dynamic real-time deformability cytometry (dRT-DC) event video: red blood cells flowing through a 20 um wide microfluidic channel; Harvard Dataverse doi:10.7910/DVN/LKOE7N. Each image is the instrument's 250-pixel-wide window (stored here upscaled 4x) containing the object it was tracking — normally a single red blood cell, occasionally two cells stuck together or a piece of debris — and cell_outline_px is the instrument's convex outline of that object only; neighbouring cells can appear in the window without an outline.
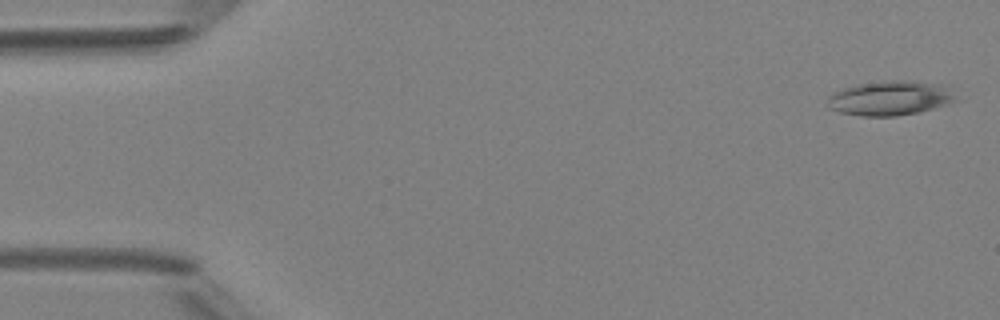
{"species": "Egyptian fruit bat (a non-hibernating species)", "species_latin": "Rousettus aegyptiacus", "temperature_condition": "room temperature", "stored_images_in_passage": 15, "camera_frame_rate_fps": 3000, "um_per_image_px": 0.085, "animal": {"sex": "female"}, "frame": {"image": 1, "passage_image": 2, "time_ms": 0.333, "image_size_px": [1000, 320], "cell_outline_px": [[952, 100], [944, 104], [932, 108], [916, 112], [896, 116], [860, 116], [840, 112], [828, 108], [832, 96], [836, 92], [844, 88], [860, 84], [896, 80], [904, 80], [924, 84], [936, 88], [952, 96]], "centroid_in_image_um": [75.45, 8.39], "position_along_channel_um": 9.5, "area_um2": 23.76}}
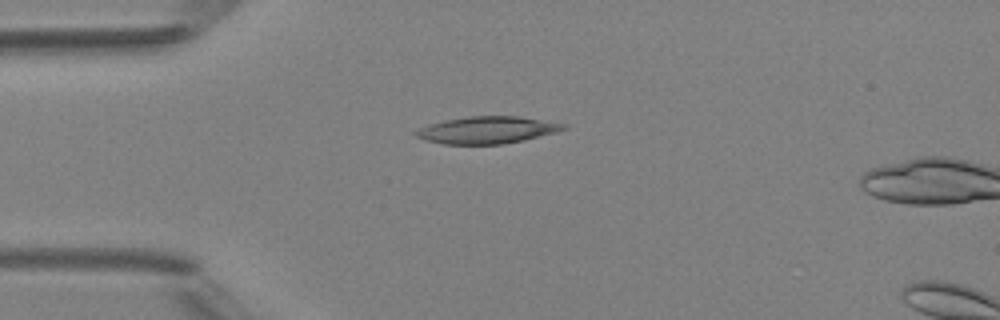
{"frame": {"image": 2, "passage_image": 13, "time_ms": 4.0, "image_size_px": [1000, 320], "cell_outline_px": [[568, 128], [556, 132], [524, 140], [500, 144], [444, 144], [428, 140], [416, 136], [412, 132], [420, 128], [444, 120], [468, 116], [516, 116], [568, 124]], "centroid_in_image_um": [41.44, 11.04], "position_along_channel_um": 43.6, "area_um2": 23.06}}